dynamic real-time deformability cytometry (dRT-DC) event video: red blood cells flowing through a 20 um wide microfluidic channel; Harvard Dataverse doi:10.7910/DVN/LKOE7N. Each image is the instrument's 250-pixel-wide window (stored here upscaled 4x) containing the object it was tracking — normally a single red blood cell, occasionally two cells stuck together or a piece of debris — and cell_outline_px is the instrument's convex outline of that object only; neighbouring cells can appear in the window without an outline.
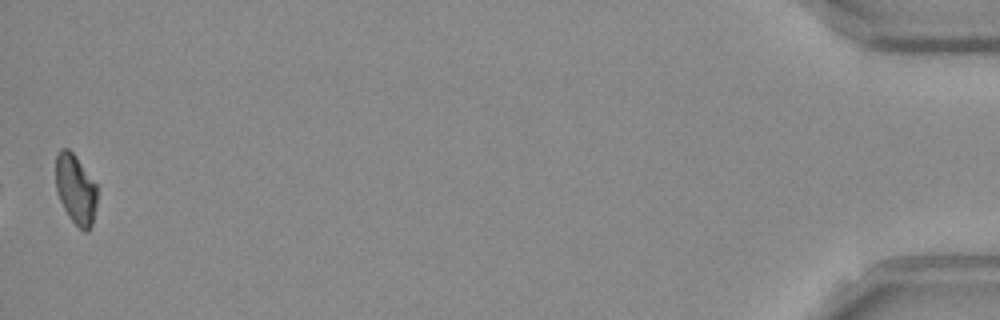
{"species": "Egyptian fruit bat (a non-hibernating species)", "species_latin": "Rousettus aegyptiacus", "temperature_condition": "room temperature", "stored_images_in_passage": 38, "camera_frame_rate_fps": 3000, "um_per_image_px": 0.085, "frame": {"image": 1, "passage_image": 38, "time_ms": 12.333, "image_size_px": [1000, 320], "cell_outline_px": [[96, 204], [92, 224], [88, 232], [84, 232], [68, 216], [56, 192], [56, 152], [60, 148], [68, 148], [72, 152], [96, 184]], "centroid_in_image_um": [6.41, 16.09], "position_along_channel_um": 428.8, "area_um2": 16.7}}